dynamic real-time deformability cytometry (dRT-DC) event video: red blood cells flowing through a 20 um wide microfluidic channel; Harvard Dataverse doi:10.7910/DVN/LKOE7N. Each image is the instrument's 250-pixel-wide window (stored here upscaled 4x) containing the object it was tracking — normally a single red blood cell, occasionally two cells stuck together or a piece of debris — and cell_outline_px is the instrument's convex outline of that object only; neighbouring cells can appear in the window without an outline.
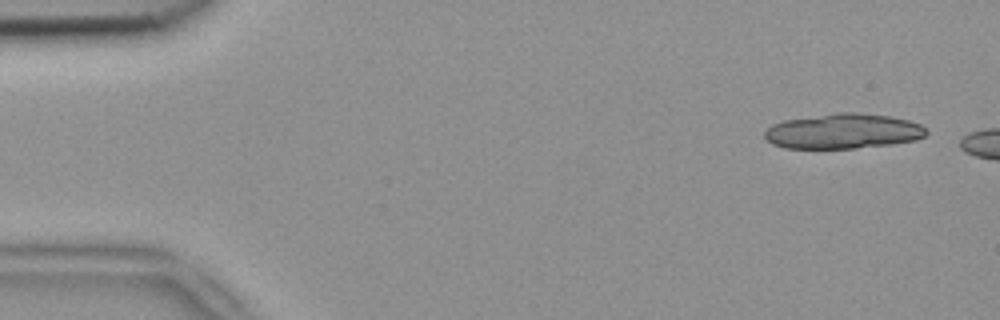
{"species": "common noctule bat (a hibernating species)", "species_latin": "Nyctalus noctula", "temperature_condition": "room temperature", "stored_images_in_passage": 3, "camera_frame_rate_fps": 3000, "um_per_image_px": 0.085, "animal": {"sex": "female", "body_mass_g": 18.4}, "frame": {"image": 1, "passage_image": 1, "time_ms": 0.0, "image_size_px": [1000, 320], "cell_outline_px": [[928, 132], [924, 136], [916, 140], [892, 144], [856, 148], [784, 148], [772, 144], [764, 136], [764, 132], [772, 124], [784, 120], [840, 112], [856, 112], [888, 116], [908, 120], [920, 124]], "centroid_in_image_um": [71.66, 11.16], "position_along_channel_um": 13.3, "area_um2": 32.95}}